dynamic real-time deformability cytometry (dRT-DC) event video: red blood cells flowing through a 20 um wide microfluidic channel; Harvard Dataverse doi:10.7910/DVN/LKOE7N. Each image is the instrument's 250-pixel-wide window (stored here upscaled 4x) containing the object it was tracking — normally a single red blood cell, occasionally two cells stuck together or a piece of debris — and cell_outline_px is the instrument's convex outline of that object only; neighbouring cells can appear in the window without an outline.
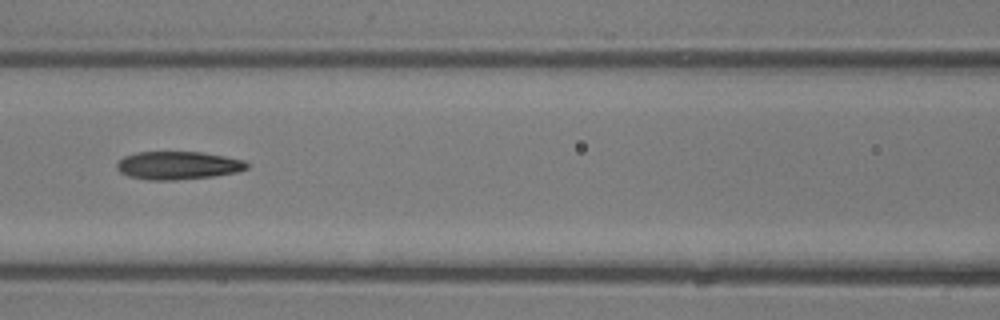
{"species": "common noctule bat (a hibernating species)", "species_latin": "Nyctalus noctula", "temperature_condition": "room temperature", "stored_images_in_passage": 6, "camera_frame_rate_fps": 3000, "um_per_image_px": 0.085, "animal": {"sex": "male", "body_mass_g": 13.3}, "frame": {"image": 1, "passage_image": 5, "time_ms": 1.333, "image_size_px": [1000, 320], "cell_outline_px": [[248, 168], [236, 172], [216, 176], [176, 180], [148, 180], [128, 176], [120, 172], [116, 168], [116, 164], [124, 156], [136, 152], [204, 152], [244, 160], [248, 164]], "centroid_in_image_um": [15.12, 14.06], "position_along_channel_um": 151.5, "area_um2": 21.39}}
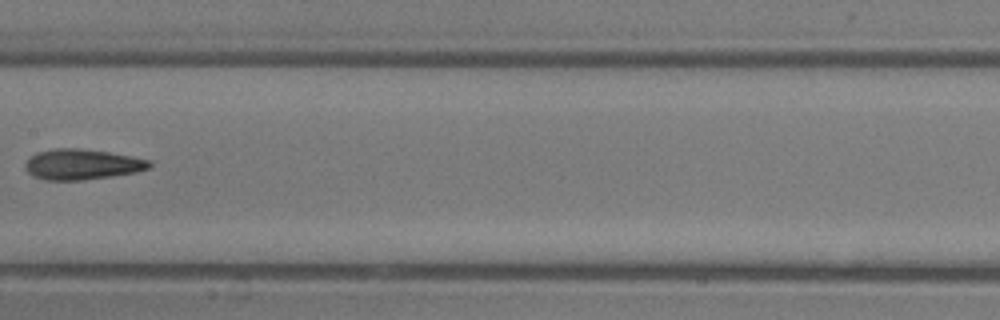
{"frame": {"image": 2, "passage_image": 6, "time_ms": 1.667, "image_size_px": [1000, 320], "cell_outline_px": [[152, 164], [148, 168], [136, 172], [84, 180], [44, 180], [32, 176], [24, 168], [24, 164], [36, 152], [56, 148], [80, 148], [108, 152], [132, 156], [152, 160]], "centroid_in_image_um": [6.96, 13.97], "position_along_channel_um": 200.4, "area_um2": 22.14}}